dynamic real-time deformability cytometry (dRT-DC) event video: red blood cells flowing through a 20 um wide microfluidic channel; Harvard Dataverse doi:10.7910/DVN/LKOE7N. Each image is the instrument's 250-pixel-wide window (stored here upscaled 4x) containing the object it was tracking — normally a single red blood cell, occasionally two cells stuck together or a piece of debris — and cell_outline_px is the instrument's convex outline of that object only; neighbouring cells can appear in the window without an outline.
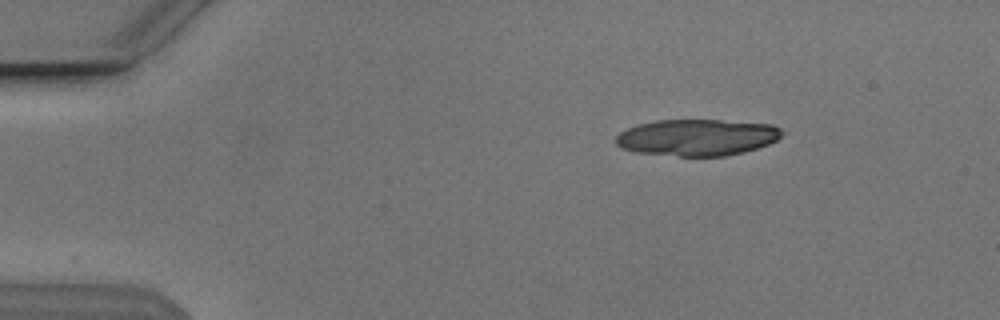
{"species": "Egyptian fruit bat (a non-hibernating species)", "species_latin": "Rousettus aegyptiacus", "temperature_condition": "cold", "stored_images_in_passage": 12, "camera_frame_rate_fps": 3000, "um_per_image_px": 0.085, "animal": {"sex": "male"}, "frame": {"image": 1, "passage_image": 1, "time_ms": 0.0, "image_size_px": [1000, 320], "cell_outline_px": [[784, 132], [776, 140], [768, 144], [744, 152], [724, 156], [680, 156], [636, 152], [620, 148], [616, 144], [616, 136], [620, 132], [628, 128], [640, 124], [656, 120], [720, 120], [772, 124], [780, 128]], "centroid_in_image_um": [59.25, 11.68], "position_along_channel_um": 25.7, "area_um2": 35.32}}